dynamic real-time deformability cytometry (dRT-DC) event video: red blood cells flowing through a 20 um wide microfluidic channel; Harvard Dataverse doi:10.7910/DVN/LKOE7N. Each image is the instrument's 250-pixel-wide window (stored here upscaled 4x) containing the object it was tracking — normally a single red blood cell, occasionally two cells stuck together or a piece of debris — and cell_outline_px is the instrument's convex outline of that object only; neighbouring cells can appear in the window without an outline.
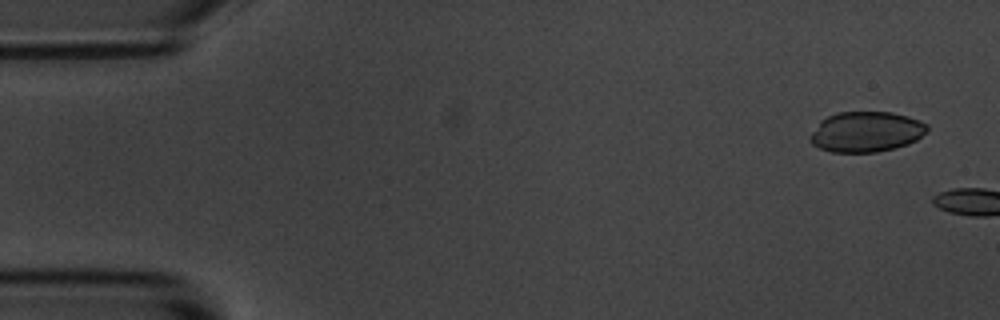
{"species": "common noctule bat (a hibernating species)", "species_latin": "Nyctalus noctula", "temperature_condition": "room temperature", "stored_images_in_passage": 2, "camera_frame_rate_fps": 3000, "um_per_image_px": 0.085, "animal": {"sex": "male", "body_mass_g": 20.1, "forearm_length_mm": 53.5}, "frame": {"image": 1, "passage_image": 1, "time_ms": 0.0, "image_size_px": [1000, 320], "cell_outline_px": [[928, 132], [916, 140], [908, 144], [896, 148], [876, 152], [832, 152], [820, 148], [812, 144], [808, 140], [808, 136], [820, 120], [836, 112], [892, 112], [908, 116], [920, 120], [928, 124]], "centroid_in_image_um": [73.62, 11.2], "position_along_channel_um": 11.4, "area_um2": 27.92}}